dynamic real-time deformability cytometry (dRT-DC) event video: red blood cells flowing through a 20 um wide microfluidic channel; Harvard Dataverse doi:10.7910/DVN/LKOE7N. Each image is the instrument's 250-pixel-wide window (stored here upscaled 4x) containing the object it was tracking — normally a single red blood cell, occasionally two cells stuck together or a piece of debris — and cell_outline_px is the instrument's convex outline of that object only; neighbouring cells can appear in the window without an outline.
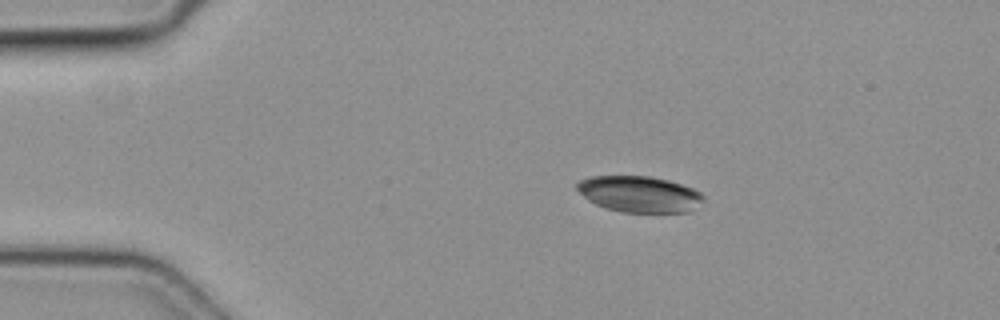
{"species": "common noctule bat (a hibernating species)", "species_latin": "Nyctalus noctula", "temperature_condition": "cold", "stored_images_in_passage": 4, "camera_frame_rate_fps": 3000, "um_per_image_px": 0.085, "animal": {"sex": "female", "body_mass_g": 19.3, "forearm_length_mm": 54.1}, "frame": {"image": 1, "passage_image": 2, "time_ms": 0.333, "image_size_px": [1000, 320], "cell_outline_px": [[704, 200], [688, 212], [624, 212], [608, 208], [596, 204], [588, 200], [576, 188], [576, 184], [580, 180], [592, 176], [652, 176], [668, 180], [692, 188], [700, 192], [704, 196]], "centroid_in_image_um": [54.35, 16.49], "position_along_channel_um": 30.7, "area_um2": 26.41}}